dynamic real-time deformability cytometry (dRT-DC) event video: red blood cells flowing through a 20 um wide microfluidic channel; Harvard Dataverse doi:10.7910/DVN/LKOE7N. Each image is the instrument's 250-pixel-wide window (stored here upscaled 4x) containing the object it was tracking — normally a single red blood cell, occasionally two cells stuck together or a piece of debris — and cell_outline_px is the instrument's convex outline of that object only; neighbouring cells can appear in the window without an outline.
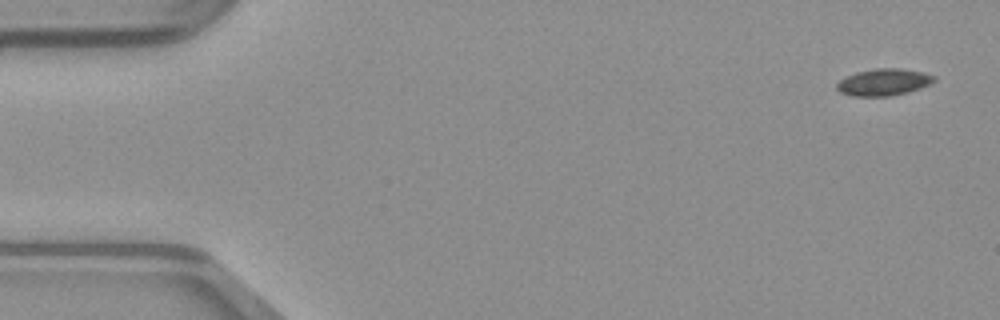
{"species": "common noctule bat (a hibernating species)", "species_latin": "Nyctalus noctula", "temperature_condition": "warm", "stored_images_in_passage": 49, "camera_frame_rate_fps": 3000, "um_per_image_px": 0.085, "animal": {"sex": "male", "body_mass_g": 23.1, "forearm_length_mm": 52.7}, "frame": {"image": 1, "passage_image": 1, "time_ms": 0.0, "image_size_px": [1000, 320], "cell_outline_px": [[936, 80], [920, 88], [908, 92], [888, 96], [852, 96], [840, 92], [836, 88], [836, 84], [840, 80], [856, 72], [876, 68], [900, 68], [920, 72], [936, 76]], "centroid_in_image_um": [75.09, 6.98], "position_along_channel_um": 9.9, "area_um2": 15.09}}
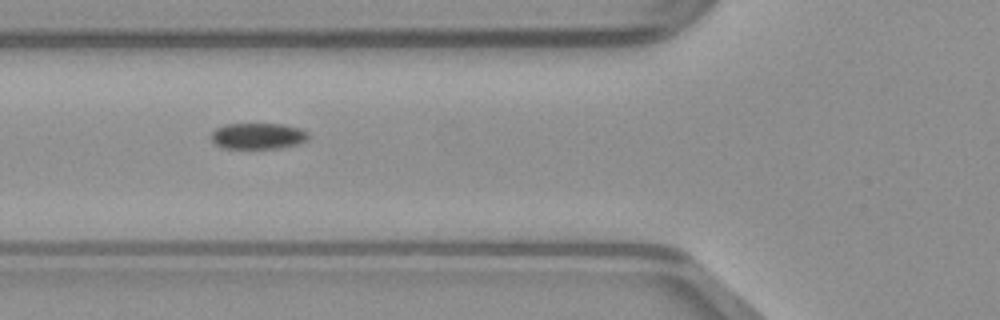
{"frame": {"image": 2, "passage_image": 17, "time_ms": 5.333, "image_size_px": [1000, 320], "cell_outline_px": [[308, 140], [296, 144], [280, 148], [224, 148], [216, 144], [212, 140], [212, 132], [216, 128], [224, 124], [280, 124], [300, 128], [308, 132]], "centroid_in_image_um": [21.93, 11.55], "position_along_channel_um": 103.9, "area_um2": 14.68}}
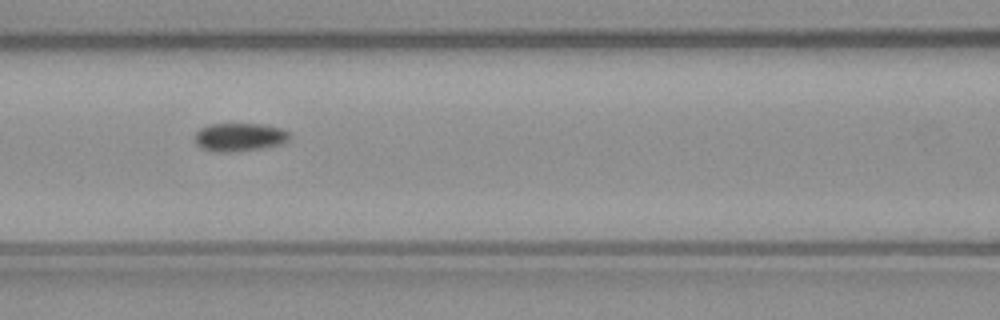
{"frame": {"image": 3, "passage_image": 20, "time_ms": 6.333, "image_size_px": [1000, 320], "cell_outline_px": [[292, 136], [284, 144], [264, 148], [232, 152], [220, 152], [200, 148], [192, 140], [196, 132], [200, 128], [212, 124], [260, 124], [280, 128], [288, 132]], "centroid_in_image_um": [20.35, 11.67], "position_along_channel_um": 146.3, "area_um2": 15.84}}